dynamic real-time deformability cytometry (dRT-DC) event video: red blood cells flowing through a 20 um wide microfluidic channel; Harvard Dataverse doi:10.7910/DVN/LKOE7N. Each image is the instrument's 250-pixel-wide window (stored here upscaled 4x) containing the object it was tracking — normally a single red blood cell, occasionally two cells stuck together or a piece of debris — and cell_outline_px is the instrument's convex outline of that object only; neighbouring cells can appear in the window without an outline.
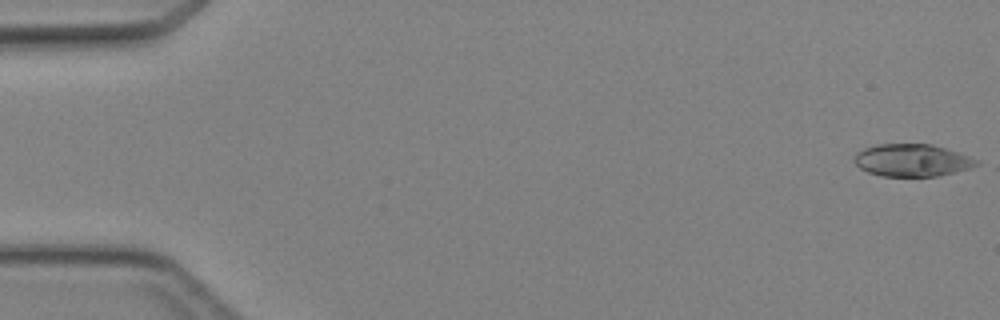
{"species": "Egyptian fruit bat (a non-hibernating species)", "species_latin": "Rousettus aegyptiacus", "temperature_condition": "cold", "stored_images_in_passage": 3, "camera_frame_rate_fps": 3000, "um_per_image_px": 0.085, "animal": {"sex": "female"}, "frame": {"image": 1, "passage_image": 1, "time_ms": 0.0, "image_size_px": [1000, 320], "cell_outline_px": [[980, 164], [968, 168], [936, 176], [880, 176], [868, 172], [860, 168], [852, 160], [856, 152], [864, 148], [876, 144], [932, 144], [980, 160]], "centroid_in_image_um": [77.47, 13.62], "position_along_channel_um": 7.5, "area_um2": 22.95}}